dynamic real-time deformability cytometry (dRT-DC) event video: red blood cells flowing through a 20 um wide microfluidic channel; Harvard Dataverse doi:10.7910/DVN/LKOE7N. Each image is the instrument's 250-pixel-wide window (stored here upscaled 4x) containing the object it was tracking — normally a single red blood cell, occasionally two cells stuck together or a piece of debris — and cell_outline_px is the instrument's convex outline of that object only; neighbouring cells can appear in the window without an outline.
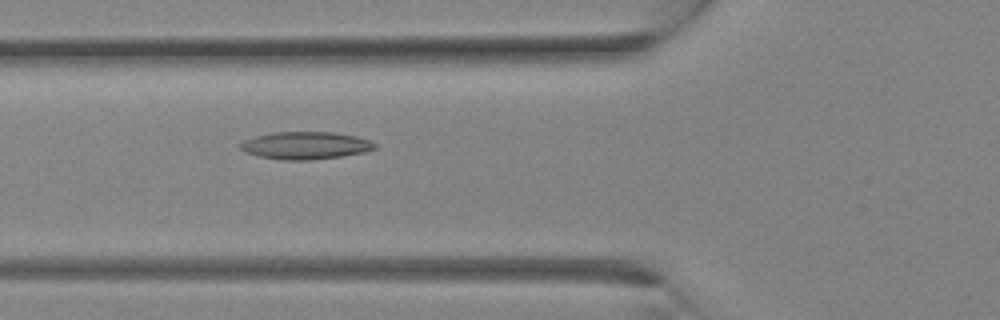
{"species": "Egyptian fruit bat (a non-hibernating species)", "species_latin": "Rousettus aegyptiacus", "temperature_condition": "room temperature", "stored_images_in_passage": 4, "camera_frame_rate_fps": 3000, "um_per_image_px": 0.085, "animal": {"sex": "female"}, "frame": {"image": 1, "passage_image": 4, "time_ms": 1.0, "image_size_px": [1000, 320], "cell_outline_px": [[376, 148], [364, 152], [340, 156], [308, 160], [284, 160], [260, 156], [244, 152], [240, 148], [240, 144], [244, 140], [256, 136], [272, 132], [332, 132], [356, 136], [368, 140], [376, 144]], "centroid_in_image_um": [25.95, 12.36], "position_along_channel_um": 99.9, "area_um2": 21.33}}